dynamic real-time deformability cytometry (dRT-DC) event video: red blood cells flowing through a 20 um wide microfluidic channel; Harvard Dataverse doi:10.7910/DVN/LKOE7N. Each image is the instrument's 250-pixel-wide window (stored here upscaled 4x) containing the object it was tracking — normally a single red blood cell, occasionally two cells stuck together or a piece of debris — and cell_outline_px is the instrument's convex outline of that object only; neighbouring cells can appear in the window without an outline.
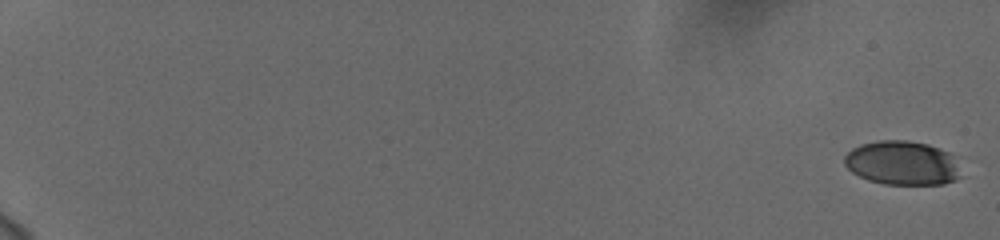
{"species": "human", "species_latin": "Homo sapiens", "temperature_condition": "cold", "stored_images_in_passage": 59, "camera_frame_rate_fps": 3000, "um_per_image_px": 0.085, "donor": {"sex": "female"}, "frame": {"image": 1, "passage_image": 1, "time_ms": 0.0, "image_size_px": [1000, 240], "cell_outline_px": [[960, 176], [956, 180], [944, 184], [884, 184], [868, 180], [852, 172], [844, 164], [844, 156], [852, 148], [860, 144], [876, 140], [908, 140], [928, 144], [940, 148], [960, 156]], "centroid_in_image_um": [76.76, 13.84], "position_along_channel_um": 8.2, "area_um2": 30.63}}
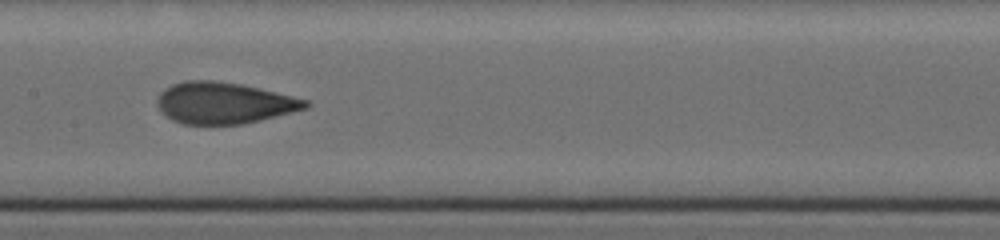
{"frame": {"image": 2, "passage_image": 34, "time_ms": 11.0, "image_size_px": [1000, 240], "cell_outline_px": [[312, 104], [308, 108], [260, 120], [240, 124], [184, 124], [172, 120], [160, 112], [156, 104], [160, 92], [164, 88], [172, 84], [184, 80], [216, 80], [240, 84], [260, 88], [308, 100]], "centroid_in_image_um": [19.01, 8.74], "position_along_channel_um": 188.4, "area_um2": 35.95}}
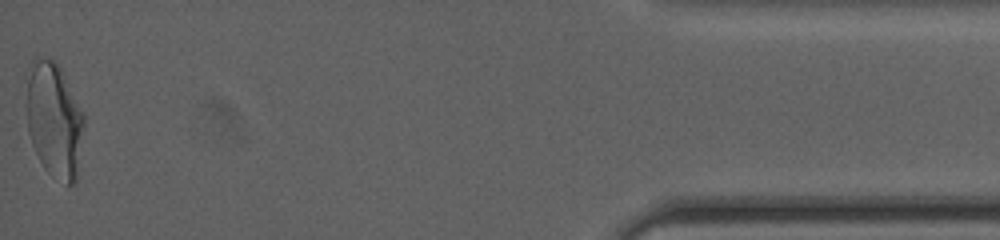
{"frame": {"image": 3, "passage_image": 59, "time_ms": 19.333, "image_size_px": [1000, 240], "cell_outline_px": [[84, 124], [76, 180], [72, 184], [68, 184], [52, 176], [44, 168], [32, 144], [28, 132], [28, 80], [32, 60], [36, 56], [52, 60], [60, 68], [84, 116]], "centroid_in_image_um": [4.61, 10.23], "position_along_channel_um": 430.6, "area_um2": 37.57}, "authors_computed_cell_mechanics": {"area_um2": 35.3158, "velocity_mm_per_s": 3.7422, "shape_relaxation_time_tau1_ms": 8.0343, "shape_relaxation_time_tau2_ms": 1.0173, "deformation_change_tau1": 0.2139, "deformation_change_tau2": 0.0833}}